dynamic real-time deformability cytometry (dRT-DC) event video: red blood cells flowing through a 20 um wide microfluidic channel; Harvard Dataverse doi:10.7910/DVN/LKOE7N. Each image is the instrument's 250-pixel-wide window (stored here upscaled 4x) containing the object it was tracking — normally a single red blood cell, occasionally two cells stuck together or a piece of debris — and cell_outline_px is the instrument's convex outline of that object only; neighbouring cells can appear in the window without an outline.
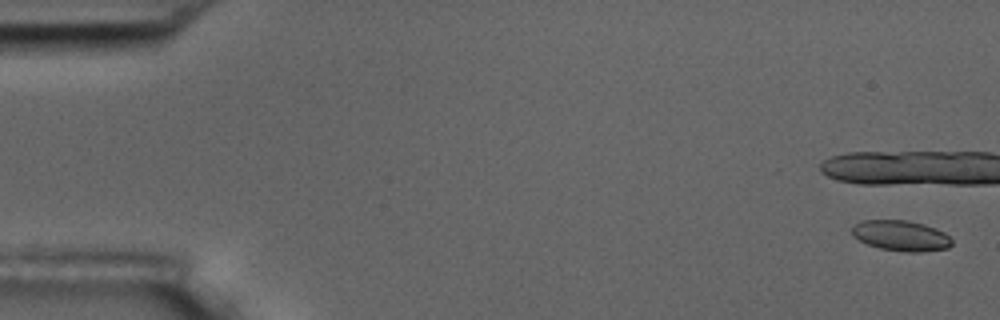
{"species": "common noctule bat (a hibernating species)", "species_latin": "Nyctalus noctula", "temperature_condition": "room temperature", "stored_images_in_passage": 7, "camera_frame_rate_fps": 3000, "um_per_image_px": 0.085, "animal": {"sex": "male", "body_mass_g": 17.5, "forearm_length_mm": 52.3}, "frame": {"image": 1, "passage_image": 1, "time_ms": 0.0, "image_size_px": [1000, 320], "cell_outline_px": [[952, 244], [948, 248], [920, 252], [908, 252], [880, 248], [868, 244], [852, 236], [852, 228], [860, 220], [908, 220], [924, 224], [936, 228], [944, 232], [952, 240]], "centroid_in_image_um": [76.59, 20.02], "position_along_channel_um": 8.4, "area_um2": 17.74}}